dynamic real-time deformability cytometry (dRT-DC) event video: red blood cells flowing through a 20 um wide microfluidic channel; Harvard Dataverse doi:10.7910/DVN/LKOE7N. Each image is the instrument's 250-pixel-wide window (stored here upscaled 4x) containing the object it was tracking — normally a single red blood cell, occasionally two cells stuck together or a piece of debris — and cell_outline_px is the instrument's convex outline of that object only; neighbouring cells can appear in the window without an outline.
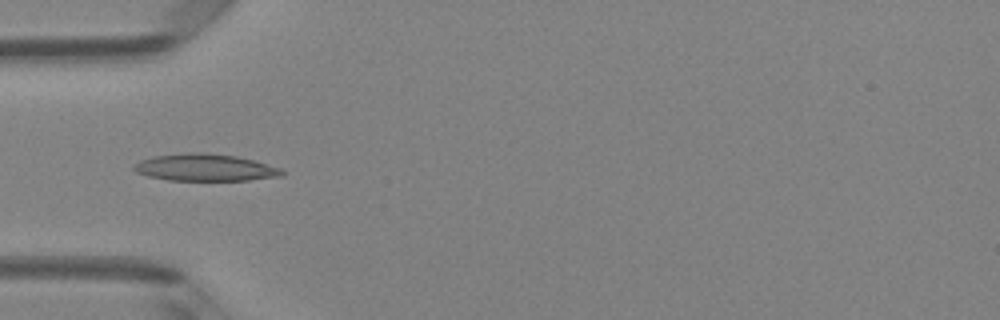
{"species": "Egyptian fruit bat (a non-hibernating species)", "species_latin": "Rousettus aegyptiacus", "temperature_condition": "room temperature", "stored_images_in_passage": 5, "camera_frame_rate_fps": 3000, "um_per_image_px": 0.085, "animal": {"sex": "female"}, "frame": {"image": 1, "passage_image": 5, "time_ms": 1.333, "image_size_px": [1000, 320], "cell_outline_px": [[284, 176], [248, 180], [168, 180], [148, 176], [136, 172], [132, 168], [132, 164], [140, 160], [152, 156], [192, 152], [204, 152], [236, 156], [284, 168]], "centroid_in_image_um": [17.44, 14.24], "position_along_channel_um": 67.6, "area_um2": 23.52}}